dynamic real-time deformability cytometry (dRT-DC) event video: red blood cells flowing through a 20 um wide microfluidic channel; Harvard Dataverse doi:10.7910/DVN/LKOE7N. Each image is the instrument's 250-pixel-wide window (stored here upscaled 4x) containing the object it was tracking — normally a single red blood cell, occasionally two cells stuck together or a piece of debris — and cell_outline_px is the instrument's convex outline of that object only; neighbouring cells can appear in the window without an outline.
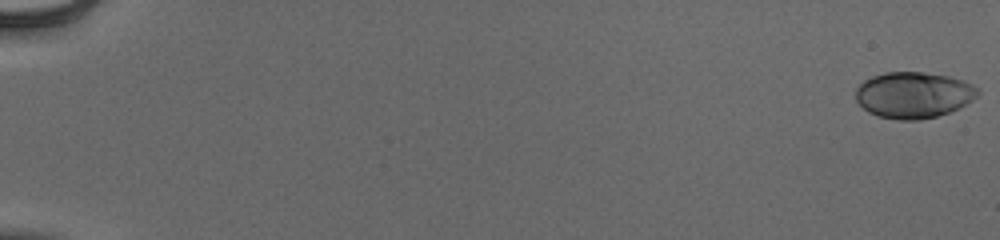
{"species": "human", "species_latin": "Homo sapiens", "temperature_condition": "cold", "stored_images_in_passage": 55, "camera_frame_rate_fps": 3000, "um_per_image_px": 0.085, "donor": {"sex": "male"}, "frame": {"image": 1, "passage_image": 1, "time_ms": 0.0, "image_size_px": [1000, 240], "cell_outline_px": [[980, 92], [972, 100], [948, 112], [936, 116], [920, 120], [900, 120], [876, 116], [868, 112], [856, 100], [856, 88], [864, 80], [872, 76], [884, 72], [924, 72], [948, 76], [972, 84]], "centroid_in_image_um": [77.61, 8.07], "position_along_channel_um": 7.4, "area_um2": 32.66}}
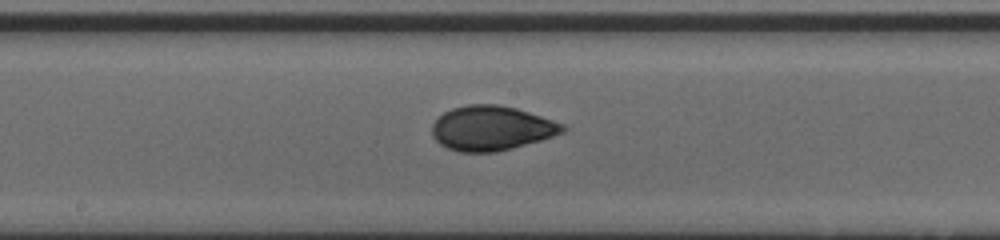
{"frame": {"image": 2, "passage_image": 32, "time_ms": 10.333, "image_size_px": [1000, 240], "cell_outline_px": [[568, 128], [564, 132], [540, 140], [512, 148], [496, 152], [460, 152], [448, 148], [440, 144], [432, 136], [432, 124], [444, 112], [452, 108], [468, 104], [500, 104], [516, 108], [564, 124]], "centroid_in_image_um": [41.77, 10.89], "position_along_channel_um": 206.4, "area_um2": 33.87}}
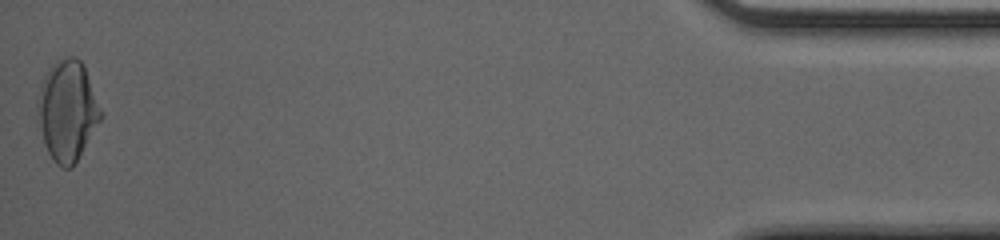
{"frame": {"image": 3, "passage_image": 55, "time_ms": 18.0, "image_size_px": [1000, 240], "cell_outline_px": [[104, 112], [100, 120], [72, 168], [60, 168], [52, 160], [48, 152], [44, 140], [36, 112], [36, 100], [40, 84], [48, 68], [56, 60], [68, 56], [76, 56], [84, 64]], "centroid_in_image_um": [5.72, 9.36], "position_along_channel_um": 429.5, "area_um2": 37.34}, "authors_computed_cell_mechanics": {"area_um2": 32.7726, "velocity_mm_per_s": 3.9475, "shape_relaxation_time_tau1_ms": 7.5283, "shape_relaxation_time_tau2_ms": 0.8936, "deformation_change_tau1": 0.2015, "deformation_change_tau2": 0.0399}}